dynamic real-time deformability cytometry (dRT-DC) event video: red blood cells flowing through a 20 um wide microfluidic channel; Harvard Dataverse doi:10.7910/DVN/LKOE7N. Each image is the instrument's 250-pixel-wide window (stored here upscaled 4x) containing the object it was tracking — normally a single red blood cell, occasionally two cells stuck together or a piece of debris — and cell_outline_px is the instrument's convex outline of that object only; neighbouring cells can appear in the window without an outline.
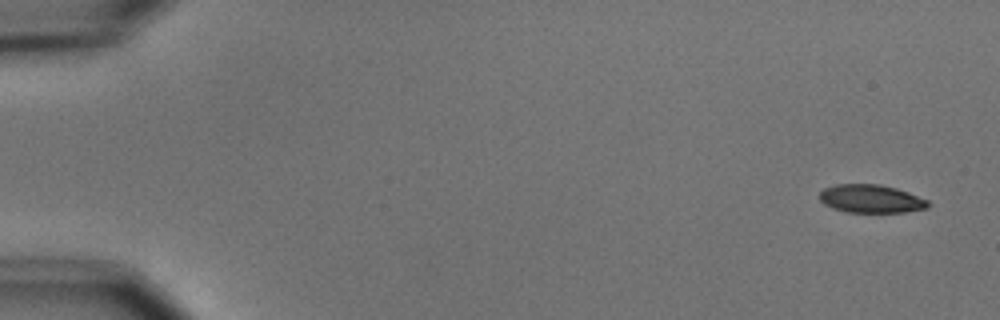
{"species": "common noctule bat (a hibernating species)", "species_latin": "Nyctalus noctula", "temperature_condition": "cold", "stored_images_in_passage": 5, "camera_frame_rate_fps": 3000, "um_per_image_px": 0.085, "animal": {"sex": "male", "body_mass_g": 15.6}, "frame": {"image": 1, "passage_image": 1, "time_ms": 0.0, "image_size_px": [1000, 320], "cell_outline_px": [[932, 204], [928, 208], [904, 212], [844, 212], [832, 208], [824, 204], [820, 200], [820, 192], [824, 188], [836, 184], [880, 184], [896, 188], [908, 192], [928, 200]], "centroid_in_image_um": [74.05, 16.9], "position_along_channel_um": 11.0, "area_um2": 17.98}}
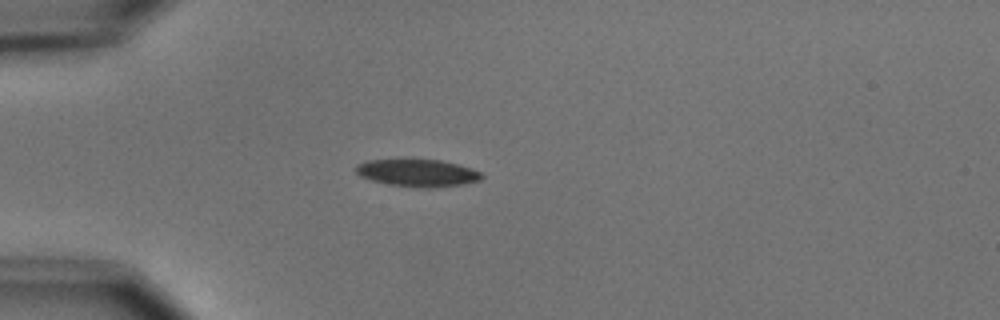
{"frame": {"image": 2, "passage_image": 4, "time_ms": 4.333, "image_size_px": [1000, 320], "cell_outline_px": [[484, 176], [480, 180], [464, 184], [436, 188], [428, 188], [388, 184], [372, 180], [360, 176], [352, 168], [356, 164], [364, 160], [440, 160], [472, 168], [480, 172]], "centroid_in_image_um": [35.47, 14.7], "position_along_channel_um": 49.5, "area_um2": 20.06}}